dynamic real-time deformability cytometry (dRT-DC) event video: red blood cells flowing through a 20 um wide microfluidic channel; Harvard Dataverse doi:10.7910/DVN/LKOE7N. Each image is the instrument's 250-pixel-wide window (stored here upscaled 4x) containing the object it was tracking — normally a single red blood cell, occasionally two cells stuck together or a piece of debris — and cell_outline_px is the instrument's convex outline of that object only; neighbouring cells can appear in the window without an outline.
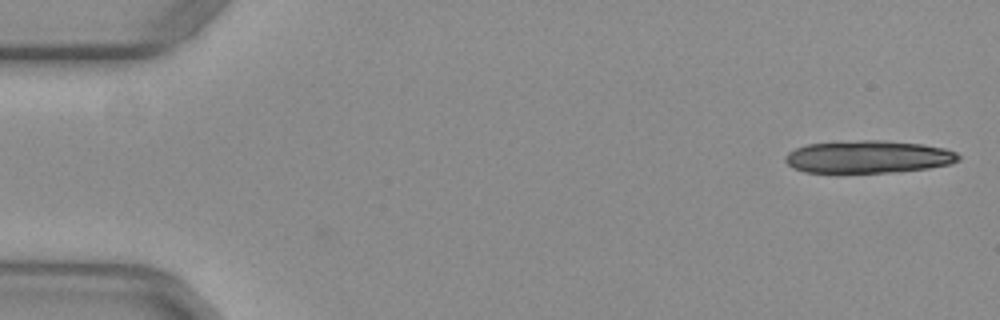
{"species": "common noctule bat (a hibernating species)", "species_latin": "Nyctalus noctula", "temperature_condition": "warm", "stored_images_in_passage": 14, "camera_frame_rate_fps": 3000, "um_per_image_px": 0.085, "animal": {"sex": "female", "body_mass_g": 29.2, "forearm_length_mm": 56.3}, "frame": {"image": 1, "passage_image": 1, "time_ms": 0.0, "image_size_px": [1000, 320], "cell_outline_px": [[960, 160], [948, 164], [928, 168], [888, 172], [804, 172], [792, 168], [784, 160], [784, 156], [788, 152], [796, 148], [808, 144], [860, 140], [880, 140], [920, 144], [944, 148], [956, 152], [960, 156]], "centroid_in_image_um": [73.77, 13.33], "position_along_channel_um": 11.2, "area_um2": 32.6}}